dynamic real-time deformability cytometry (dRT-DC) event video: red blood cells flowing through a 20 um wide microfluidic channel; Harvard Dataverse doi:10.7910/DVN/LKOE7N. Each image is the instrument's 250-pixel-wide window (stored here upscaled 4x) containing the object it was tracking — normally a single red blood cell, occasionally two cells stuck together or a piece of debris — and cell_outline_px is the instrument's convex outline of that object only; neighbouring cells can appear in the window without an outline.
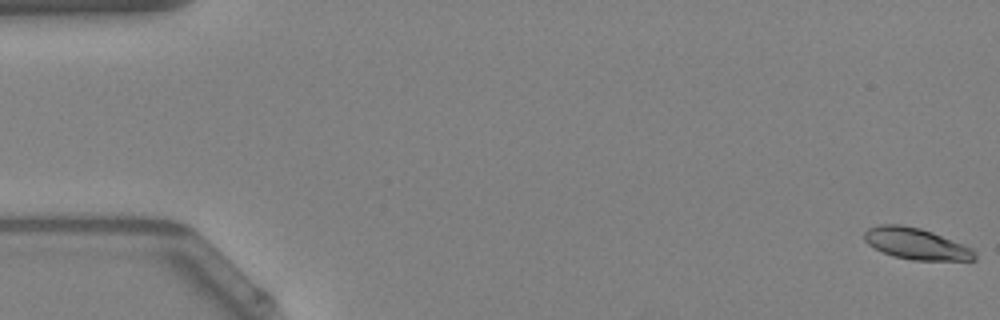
{"species": "Egyptian fruit bat (a non-hibernating species)", "species_latin": "Rousettus aegyptiacus", "temperature_condition": "warm", "stored_images_in_passage": 52, "camera_frame_rate_fps": 3000, "um_per_image_px": 0.085, "animal": {"sex": "female"}, "frame": {"image": 1, "passage_image": 1, "time_ms": 0.0, "image_size_px": [1000, 320], "cell_outline_px": [[976, 260], [912, 260], [892, 256], [868, 244], [864, 240], [864, 232], [868, 228], [880, 224], [900, 224], [920, 228], [932, 232], [972, 248], [976, 252]], "centroid_in_image_um": [77.86, 20.71], "position_along_channel_um": 7.1, "area_um2": 20.06}}
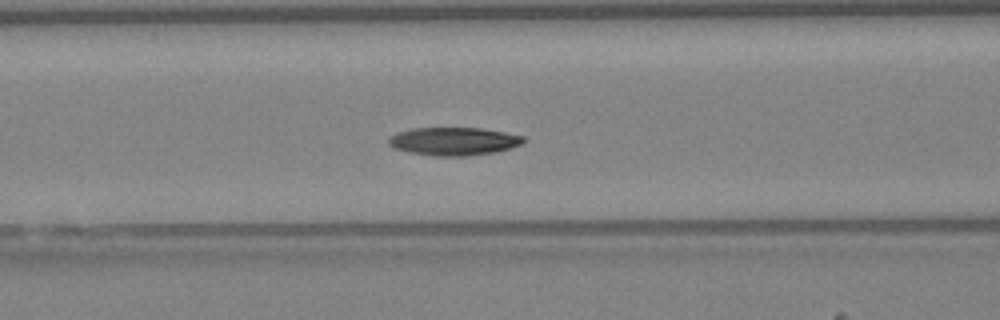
{"frame": {"image": 2, "passage_image": 22, "time_ms": 7.0, "image_size_px": [1000, 320], "cell_outline_px": [[524, 140], [520, 144], [512, 148], [496, 152], [464, 156], [436, 156], [408, 152], [392, 148], [388, 144], [388, 140], [392, 136], [400, 132], [412, 128], [480, 128], [504, 132], [524, 136]], "centroid_in_image_um": [38.56, 12.01], "position_along_channel_um": 128.0, "area_um2": 21.96}}
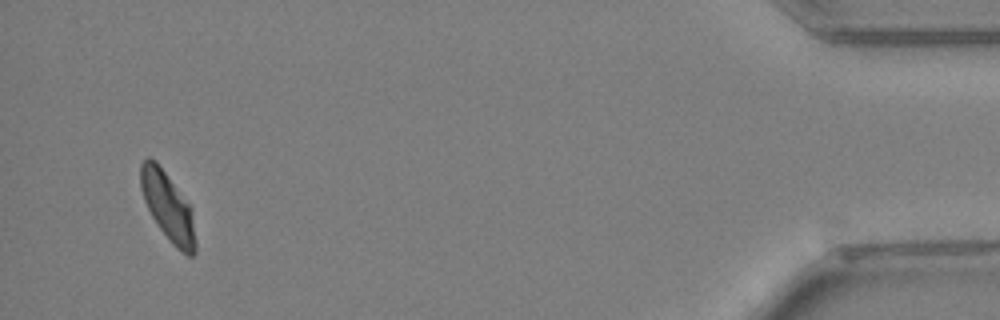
{"frame": {"image": 3, "passage_image": 50, "time_ms": 16.333, "image_size_px": [1000, 320], "cell_outline_px": [[196, 252], [192, 256], [188, 256], [180, 252], [172, 244], [160, 228], [152, 216], [144, 200], [140, 188], [140, 164], [148, 156], [156, 160], [188, 204], [196, 244]], "centroid_in_image_um": [14.22, 17.56], "position_along_channel_um": 421.0, "area_um2": 21.27}, "authors_computed_cell_mechanics": {"area_um2": 21.6172, "velocity_mm_per_s": 3.9801, "shape_relaxation_time_tau1_ms": 3.7686, "shape_relaxation_time_tau2_ms": 6.5541, "deformation_change_tau1": 0.1531, "deformation_change_tau2": 0.1075}}